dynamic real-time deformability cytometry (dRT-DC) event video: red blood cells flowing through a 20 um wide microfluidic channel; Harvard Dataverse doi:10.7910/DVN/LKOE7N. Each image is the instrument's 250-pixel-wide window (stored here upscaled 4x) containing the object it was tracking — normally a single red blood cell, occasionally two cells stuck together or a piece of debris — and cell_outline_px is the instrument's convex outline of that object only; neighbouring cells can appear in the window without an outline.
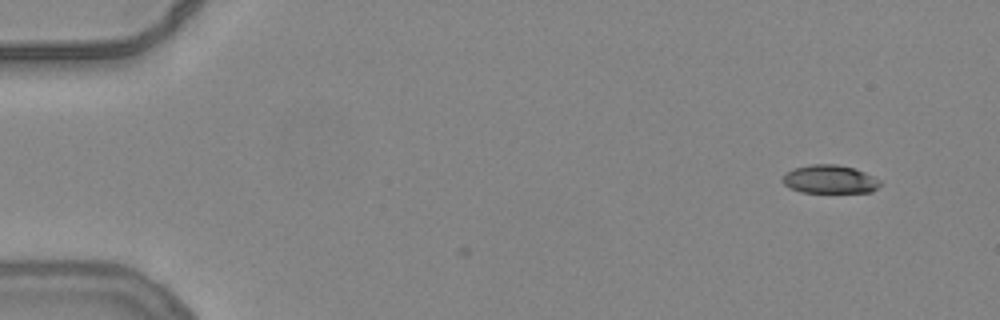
{"species": "common noctule bat (a hibernating species)", "species_latin": "Nyctalus noctula", "temperature_condition": "warm", "stored_images_in_passage": 2, "camera_frame_rate_fps": 3000, "um_per_image_px": 0.085, "animal": {"sex": "female", "body_mass_g": 24.6, "forearm_length_mm": 56.2}, "frame": {"image": 1, "passage_image": 2, "time_ms": 0.333, "image_size_px": [1000, 320], "cell_outline_px": [[880, 184], [872, 192], [800, 192], [784, 184], [780, 180], [784, 172], [792, 168], [812, 164], [836, 164], [856, 168], [880, 180]], "centroid_in_image_um": [70.48, 15.22], "position_along_channel_um": 14.5, "area_um2": 16.24}}